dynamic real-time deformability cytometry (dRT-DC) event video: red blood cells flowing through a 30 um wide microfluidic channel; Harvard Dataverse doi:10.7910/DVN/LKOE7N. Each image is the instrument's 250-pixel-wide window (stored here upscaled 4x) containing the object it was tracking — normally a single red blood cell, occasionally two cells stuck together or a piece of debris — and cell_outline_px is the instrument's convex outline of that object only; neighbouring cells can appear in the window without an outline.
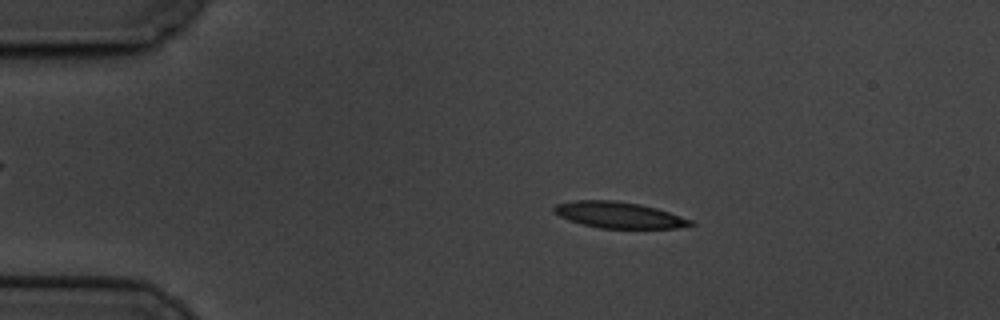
{"species": "common noctule bat (a hibernating species)", "species_latin": "Nyctalus noctula", "temperature_condition": "cold", "stored_images_in_passage": 59, "camera_frame_rate_fps": 3000, "um_per_image_px": 0.085, "animal": {"sex": "male", "body_mass_g": 19.5, "forearm_length_mm": 54.6}, "frame": {"image": 1, "passage_image": 11, "time_ms": 3.333, "image_size_px": [1000, 320], "cell_outline_px": [[696, 224], [676, 228], [600, 228], [568, 220], [560, 216], [552, 208], [556, 204], [576, 200], [616, 200], [640, 204], [656, 208], [692, 220]], "centroid_in_image_um": [52.61, 18.27], "position_along_channel_um": 32.4, "area_um2": 20.63}}
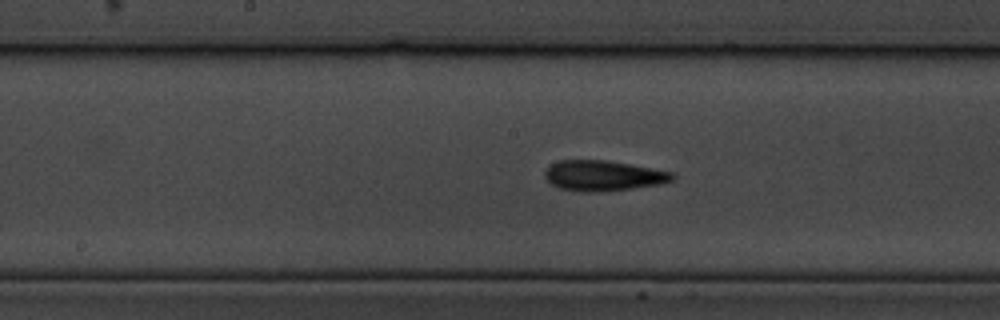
{"frame": {"image": 2, "passage_image": 30, "time_ms": 9.667, "image_size_px": [1000, 320], "cell_outline_px": [[676, 176], [672, 180], [660, 184], [632, 188], [596, 192], [580, 192], [560, 188], [552, 184], [544, 176], [544, 172], [552, 164], [560, 160], [604, 160], [628, 164], [672, 172]], "centroid_in_image_um": [51.26, 14.94], "position_along_channel_um": 196.9, "area_um2": 22.31}}
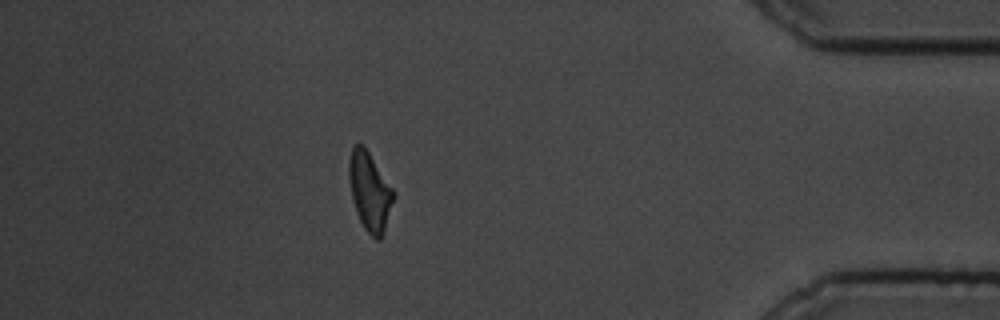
{"frame": {"image": 3, "passage_image": 52, "time_ms": 17.0, "image_size_px": [1000, 320], "cell_outline_px": [[396, 196], [384, 232], [380, 240], [376, 240], [364, 228], [356, 212], [352, 196], [348, 176], [348, 160], [352, 148], [356, 144], [364, 144], [396, 192]], "centroid_in_image_um": [31.45, 16.25], "position_along_channel_um": 403.7, "area_um2": 20.75}, "authors_computed_cell_mechanics": {"area_um2": 20.9236, "velocity_mm_per_s": 3.3784, "shape_relaxation_time_tau1_ms": 5.0594, "shape_relaxation_time_tau2_ms": 3.4831, "deformation_change_tau1": 0.1567, "deformation_change_tau2": 0.1169}}